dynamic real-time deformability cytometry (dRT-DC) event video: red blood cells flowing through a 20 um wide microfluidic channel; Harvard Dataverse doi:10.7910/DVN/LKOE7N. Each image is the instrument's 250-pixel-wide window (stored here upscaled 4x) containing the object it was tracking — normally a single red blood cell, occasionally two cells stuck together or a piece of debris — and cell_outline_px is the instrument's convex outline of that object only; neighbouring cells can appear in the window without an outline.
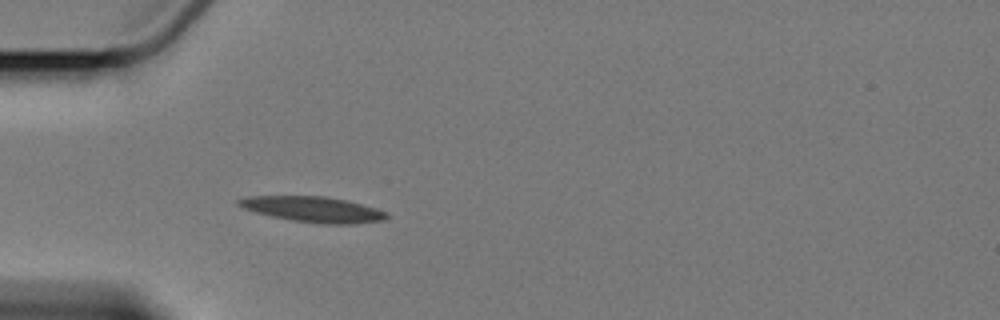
{"species": "Egyptian fruit bat (a non-hibernating species)", "species_latin": "Rousettus aegyptiacus", "temperature_condition": "cold", "stored_images_in_passage": 4, "camera_frame_rate_fps": 3000, "um_per_image_px": 0.085, "animal": {"sex": "female"}, "frame": {"image": 1, "passage_image": 4, "time_ms": 3.333, "image_size_px": [1000, 320], "cell_outline_px": [[388, 216], [384, 220], [356, 224], [320, 224], [292, 220], [272, 216], [256, 212], [244, 208], [236, 204], [236, 200], [248, 196], [324, 196], [348, 200], [376, 208], [388, 212]], "centroid_in_image_um": [26.65, 17.79], "position_along_channel_um": 58.4, "area_um2": 22.14}}